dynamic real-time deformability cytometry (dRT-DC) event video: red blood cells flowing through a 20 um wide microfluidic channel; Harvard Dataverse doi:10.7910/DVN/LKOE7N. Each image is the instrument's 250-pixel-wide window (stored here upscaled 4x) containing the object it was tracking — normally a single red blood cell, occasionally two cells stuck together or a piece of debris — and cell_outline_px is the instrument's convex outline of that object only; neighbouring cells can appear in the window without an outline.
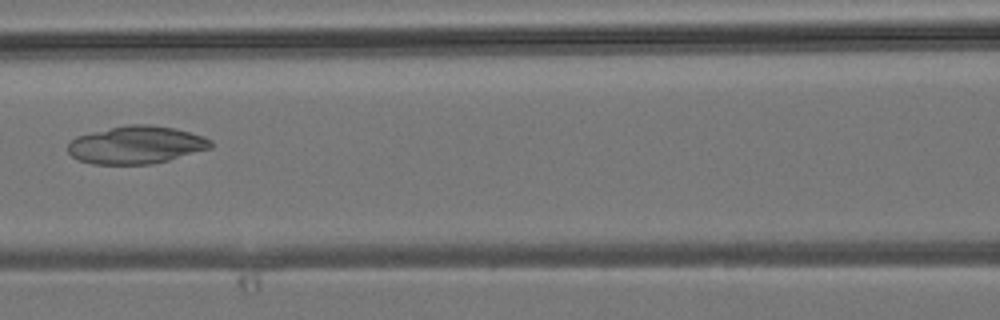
{"species": "common noctule bat (a hibernating species)", "species_latin": "Nyctalus noctula", "temperature_condition": "room temperature", "stored_images_in_passage": 6, "camera_frame_rate_fps": 3000, "um_per_image_px": 0.085, "animal": {"sex": "male", "body_mass_g": 19.2, "forearm_length_mm": 51.8}, "frame": {"image": 1, "passage_image": 6, "time_ms": 5.667, "image_size_px": [1000, 320], "cell_outline_px": [[212, 148], [168, 160], [152, 164], [92, 164], [80, 160], [72, 156], [68, 152], [68, 144], [76, 136], [92, 132], [132, 124], [148, 124], [176, 128], [204, 136], [212, 140]], "centroid_in_image_um": [11.61, 12.32], "position_along_channel_um": 155.0, "area_um2": 31.33}}